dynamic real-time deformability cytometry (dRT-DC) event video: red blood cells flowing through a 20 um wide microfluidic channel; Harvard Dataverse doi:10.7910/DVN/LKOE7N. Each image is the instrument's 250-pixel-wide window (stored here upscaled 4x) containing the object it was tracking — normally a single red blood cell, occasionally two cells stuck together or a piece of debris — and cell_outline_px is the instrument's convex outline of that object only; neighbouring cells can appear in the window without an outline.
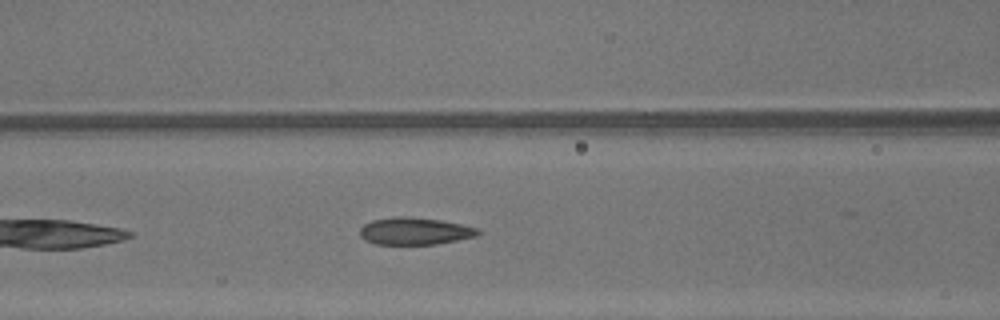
{"species": "common noctule bat (a hibernating species)", "species_latin": "Nyctalus noctula", "temperature_condition": "warm", "stored_images_in_passage": 35, "camera_frame_rate_fps": 3000, "um_per_image_px": 0.085, "animal": {"sex": "male", "body_mass_g": 13.3}, "frame": {"image": 1, "passage_image": 8, "time_ms": 2.333, "image_size_px": [1000, 320], "cell_outline_px": [[480, 232], [476, 236], [436, 244], [376, 244], [364, 240], [360, 236], [360, 228], [364, 224], [372, 220], [392, 216], [404, 216], [440, 220], [480, 228]], "centroid_in_image_um": [35.23, 19.64], "position_along_channel_um": 131.4, "area_um2": 18.73}}
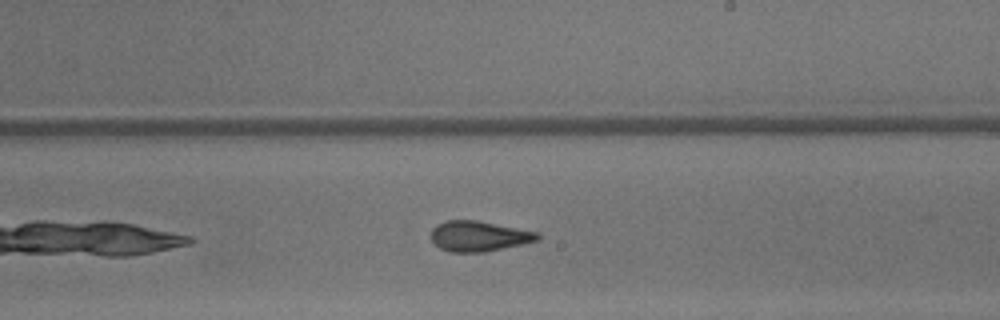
{"frame": {"image": 2, "passage_image": 16, "time_ms": 5.0, "image_size_px": [1000, 320], "cell_outline_px": [[540, 240], [484, 252], [452, 252], [440, 248], [428, 236], [432, 228], [436, 224], [444, 220], [476, 220], [540, 232]], "centroid_in_image_um": [40.68, 20.06], "position_along_channel_um": 248.3, "area_um2": 19.02}}
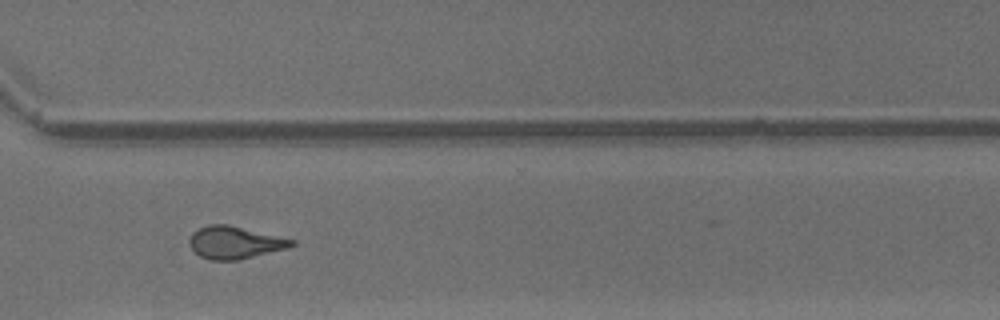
{"frame": {"image": 3, "passage_image": 23, "time_ms": 7.333, "image_size_px": [1000, 320], "cell_outline_px": [[296, 244], [288, 248], [240, 260], [208, 260], [200, 256], [192, 248], [188, 240], [192, 232], [208, 224], [228, 224], [296, 240]], "centroid_in_image_um": [19.97, 20.61], "position_along_channel_um": 350.6, "area_um2": 19.42}, "authors_computed_cell_mechanics": {"area_um2": 19.1896, "velocity_mm_per_s": 4.3874, "shape_relaxation_time_tau1_ms": null, "shape_relaxation_time_tau2_ms": 2.1387, "deformation_change_tau1": null, "deformation_change_tau2": 0.0951}}